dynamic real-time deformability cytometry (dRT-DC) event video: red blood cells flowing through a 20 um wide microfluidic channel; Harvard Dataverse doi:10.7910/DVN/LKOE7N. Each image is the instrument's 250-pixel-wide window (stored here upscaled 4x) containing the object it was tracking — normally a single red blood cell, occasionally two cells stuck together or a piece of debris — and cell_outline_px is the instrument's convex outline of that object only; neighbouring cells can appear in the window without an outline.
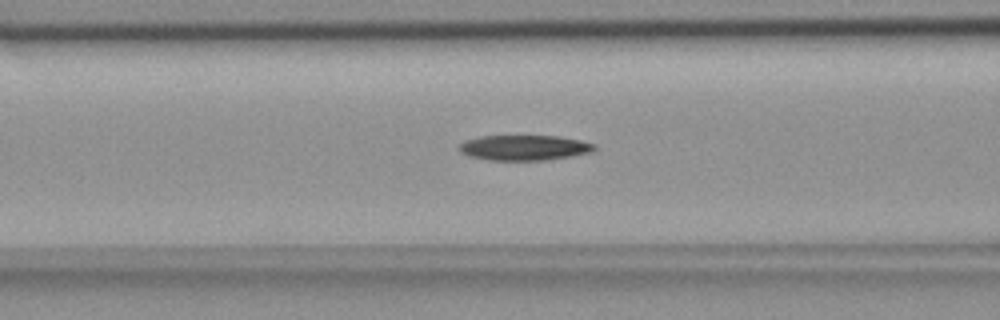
{"species": "common noctule bat (a hibernating species)", "species_latin": "Nyctalus noctula", "temperature_condition": "room temperature", "stored_images_in_passage": 49, "camera_frame_rate_fps": 3000, "um_per_image_px": 0.085, "animal": {"sex": "female", "body_mass_g": 18.4}, "frame": {"image": 1, "passage_image": 16, "time_ms": 5.0, "image_size_px": [1000, 320], "cell_outline_px": [[596, 148], [592, 152], [572, 156], [544, 160], [488, 160], [468, 156], [460, 152], [456, 148], [464, 140], [480, 136], [560, 136], [580, 140], [596, 144]], "centroid_in_image_um": [44.54, 12.55], "position_along_channel_um": 122.1, "area_um2": 20.11}}
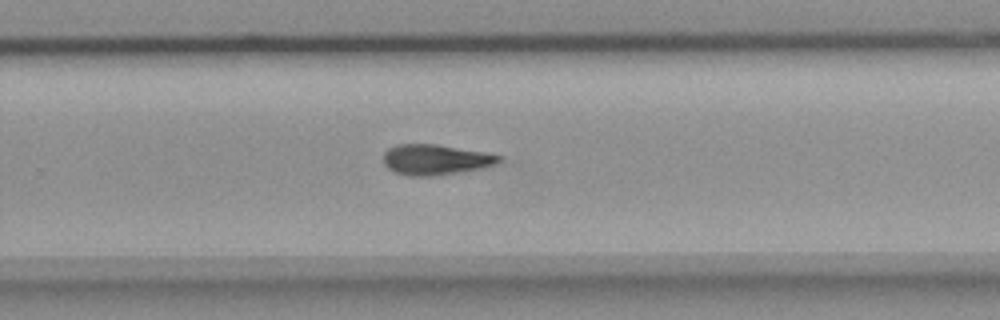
{"frame": {"image": 2, "passage_image": 30, "time_ms": 9.667, "image_size_px": [1000, 320], "cell_outline_px": [[500, 160], [496, 164], [480, 168], [460, 172], [432, 176], [408, 176], [396, 172], [388, 168], [384, 164], [384, 152], [388, 148], [396, 144], [436, 144], [484, 152], [500, 156]], "centroid_in_image_um": [36.97, 13.56], "position_along_channel_um": 292.8, "area_um2": 20.35}}
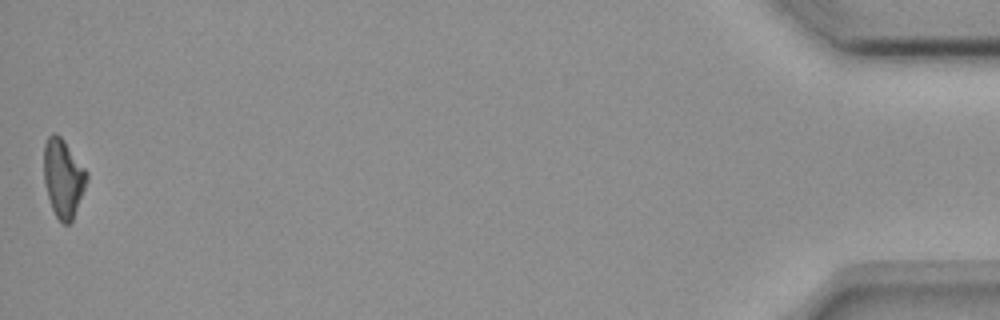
{"frame": {"image": 3, "passage_image": 49, "time_ms": 16.0, "image_size_px": [1000, 320], "cell_outline_px": [[88, 180], [72, 220], [68, 224], [64, 224], [56, 216], [52, 208], [44, 184], [44, 144], [48, 136], [52, 132], [56, 132], [64, 140], [88, 172]], "centroid_in_image_um": [5.37, 15.1], "position_along_channel_um": 429.8, "area_um2": 19.54}, "authors_computed_cell_mechanics": {"area_um2": 20.2878, "velocity_mm_per_s": 3.6683, "shape_relaxation_time_tau1_ms": 6.2847, "shape_relaxation_time_tau2_ms": null, "deformation_change_tau1": 0.1769, "deformation_change_tau2": null}}